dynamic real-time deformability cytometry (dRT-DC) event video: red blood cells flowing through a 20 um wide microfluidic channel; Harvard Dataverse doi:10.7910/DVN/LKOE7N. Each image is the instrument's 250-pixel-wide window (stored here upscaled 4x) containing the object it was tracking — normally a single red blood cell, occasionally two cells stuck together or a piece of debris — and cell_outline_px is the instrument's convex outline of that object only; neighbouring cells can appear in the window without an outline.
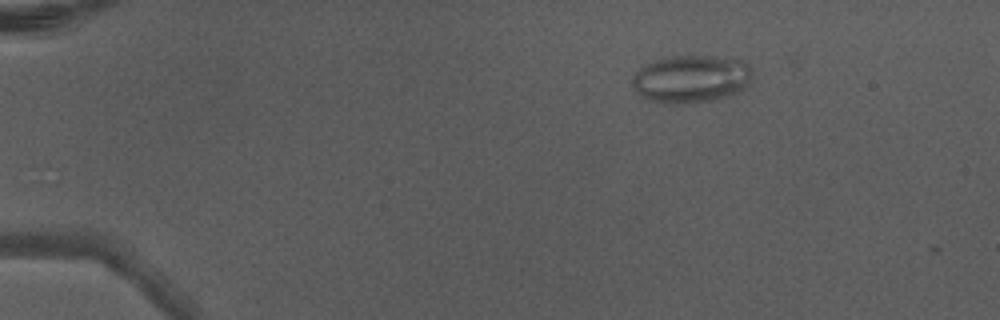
{"species": "Egyptian fruit bat (a non-hibernating species)", "species_latin": "Rousettus aegyptiacus", "temperature_condition": "warm", "stored_images_in_passage": 3, "camera_frame_rate_fps": 3000, "um_per_image_px": 0.085, "animal": {"sex": "male"}, "frame": {"image": 1, "passage_image": 2, "time_ms": 0.333, "image_size_px": [1000, 320], "cell_outline_px": [[752, 76], [748, 88], [740, 92], [728, 96], [712, 100], [688, 104], [668, 104], [648, 100], [640, 96], [636, 92], [632, 84], [632, 76], [644, 64], [668, 56], [712, 56], [744, 60], [748, 64]], "centroid_in_image_um": [58.75, 6.72], "position_along_channel_um": 26.2, "area_um2": 33.93}}